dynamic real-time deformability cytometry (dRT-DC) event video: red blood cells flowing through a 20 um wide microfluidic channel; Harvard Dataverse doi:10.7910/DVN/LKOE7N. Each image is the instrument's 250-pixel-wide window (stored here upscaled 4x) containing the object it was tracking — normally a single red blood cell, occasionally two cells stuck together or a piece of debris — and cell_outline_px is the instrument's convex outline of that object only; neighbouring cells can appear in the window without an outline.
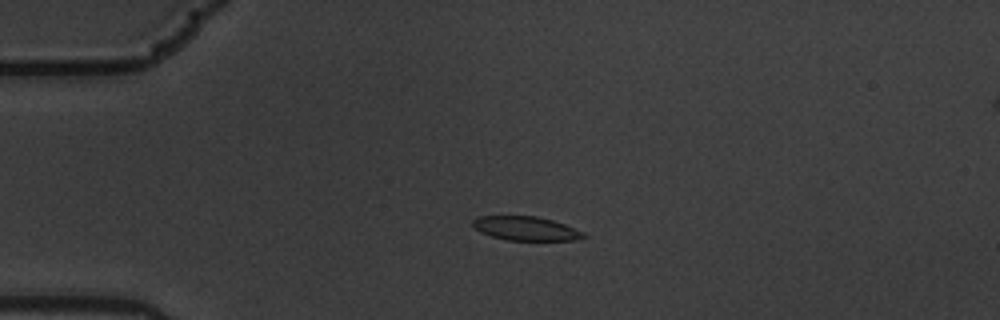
{"species": "common noctule bat (a hibernating species)", "species_latin": "Nyctalus noctula", "temperature_condition": "warm", "stored_images_in_passage": 53, "camera_frame_rate_fps": 3000, "um_per_image_px": 0.085, "animal": {"sex": "male", "body_mass_g": 19.5, "forearm_length_mm": 54.6}, "frame": {"image": 1, "passage_image": 9, "time_ms": 2.667, "image_size_px": [1000, 320], "cell_outline_px": [[588, 236], [572, 240], [508, 240], [492, 236], [480, 232], [472, 224], [472, 220], [476, 216], [536, 216], [552, 220], [564, 224], [584, 232]], "centroid_in_image_um": [44.68, 19.41], "position_along_channel_um": 40.3, "area_um2": 15.37}}
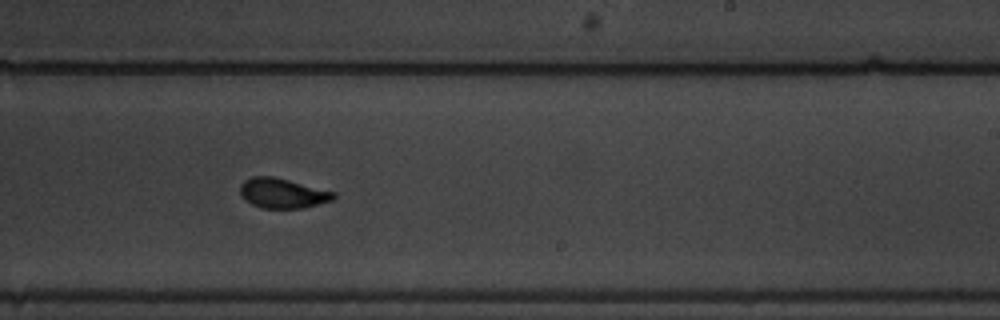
{"frame": {"image": 2, "passage_image": 31, "time_ms": 10.0, "image_size_px": [1000, 320], "cell_outline_px": [[336, 196], [332, 200], [304, 208], [264, 208], [252, 204], [240, 192], [240, 184], [244, 180], [252, 176], [272, 176], [336, 192]], "centroid_in_image_um": [24.03, 16.41], "position_along_channel_um": 265.0, "area_um2": 16.07}}
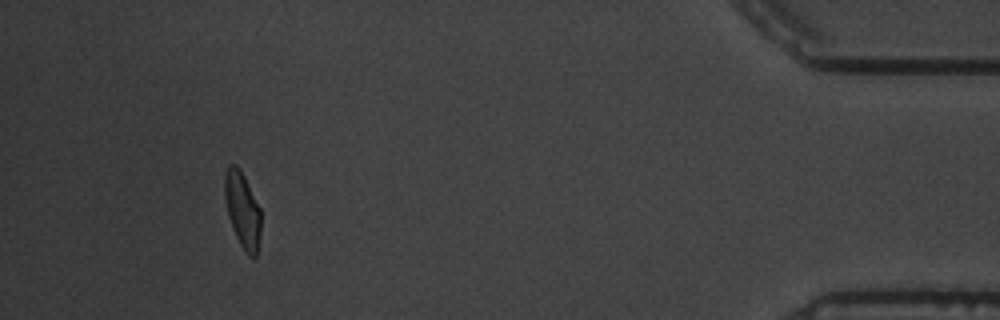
{"frame": {"image": 3, "passage_image": 49, "time_ms": 16.0, "image_size_px": [1000, 320], "cell_outline_px": [[260, 232], [256, 256], [248, 256], [244, 252], [236, 236], [228, 216], [224, 200], [224, 176], [228, 164], [236, 164], [240, 168], [260, 208]], "centroid_in_image_um": [20.58, 17.81], "position_along_channel_um": 414.6, "area_um2": 16.01}, "authors_computed_cell_mechanics": {"area_um2": 16.2996, "velocity_mm_per_s": 3.4987, "shape_relaxation_time_tau1_ms": 4.8418, "shape_relaxation_time_tau2_ms": 0.9514, "deformation_change_tau1": 0.17, "deformation_change_tau2": 0.0642}}